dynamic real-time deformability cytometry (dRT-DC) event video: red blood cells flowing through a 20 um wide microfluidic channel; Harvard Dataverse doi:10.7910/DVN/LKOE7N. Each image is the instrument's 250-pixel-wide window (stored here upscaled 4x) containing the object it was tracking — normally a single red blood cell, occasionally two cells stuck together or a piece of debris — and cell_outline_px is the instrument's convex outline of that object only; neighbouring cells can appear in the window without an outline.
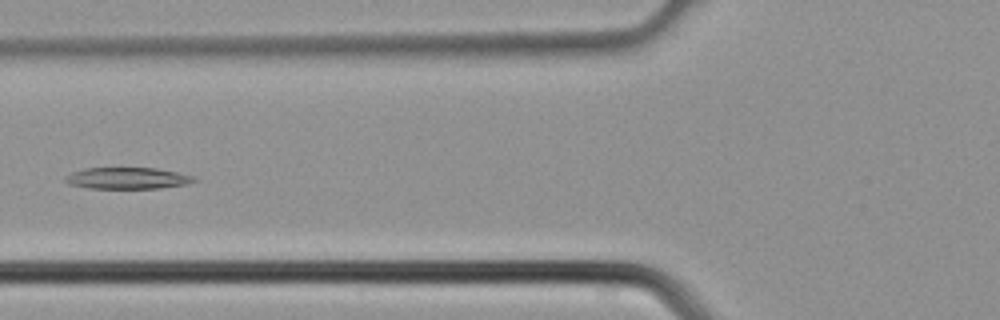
{"species": "common noctule bat (a hibernating species)", "species_latin": "Nyctalus noctula", "temperature_condition": "cold", "stored_images_in_passage": 2, "camera_frame_rate_fps": 3000, "um_per_image_px": 0.085, "animal": {"sex": "male", "body_mass_g": 21.5, "forearm_length_mm": 52.0}, "frame": {"image": 1, "passage_image": 2, "time_ms": 0.333, "image_size_px": [1000, 320], "cell_outline_px": [[200, 180], [188, 184], [160, 188], [88, 188], [68, 184], [64, 180], [72, 172], [84, 168], [156, 168], [196, 176]], "centroid_in_image_um": [10.9, 15.15], "position_along_channel_um": 114.9, "area_um2": 16.18}}